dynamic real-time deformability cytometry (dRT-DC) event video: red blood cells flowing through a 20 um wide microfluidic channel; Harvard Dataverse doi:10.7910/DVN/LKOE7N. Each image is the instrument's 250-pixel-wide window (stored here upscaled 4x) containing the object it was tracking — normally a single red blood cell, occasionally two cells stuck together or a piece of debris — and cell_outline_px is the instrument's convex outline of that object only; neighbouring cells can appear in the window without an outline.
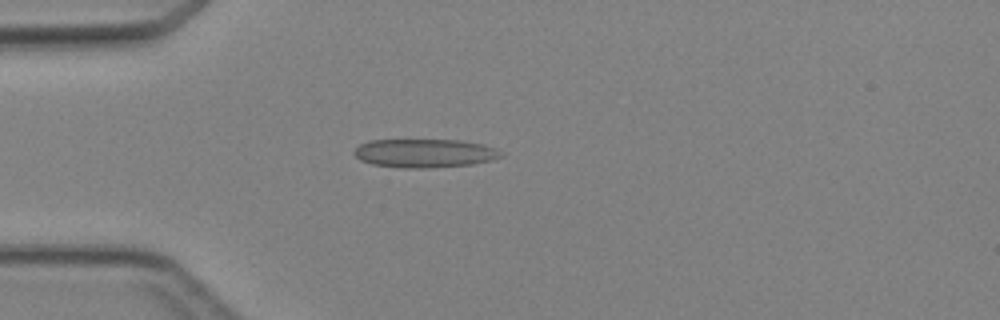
{"species": "Egyptian fruit bat (a non-hibernating species)", "species_latin": "Rousettus aegyptiacus", "temperature_condition": "cold", "stored_images_in_passage": 3, "camera_frame_rate_fps": 3000, "um_per_image_px": 0.085, "animal": {"sex": "female"}, "frame": {"image": 1, "passage_image": 3, "time_ms": 3.0, "image_size_px": [1000, 320], "cell_outline_px": [[504, 156], [492, 160], [472, 164], [432, 168], [404, 168], [372, 164], [360, 160], [352, 152], [360, 144], [368, 140], [460, 140], [484, 144], [496, 148], [504, 152]], "centroid_in_image_um": [36.13, 13.02], "position_along_channel_um": 48.9, "area_um2": 24.74}}